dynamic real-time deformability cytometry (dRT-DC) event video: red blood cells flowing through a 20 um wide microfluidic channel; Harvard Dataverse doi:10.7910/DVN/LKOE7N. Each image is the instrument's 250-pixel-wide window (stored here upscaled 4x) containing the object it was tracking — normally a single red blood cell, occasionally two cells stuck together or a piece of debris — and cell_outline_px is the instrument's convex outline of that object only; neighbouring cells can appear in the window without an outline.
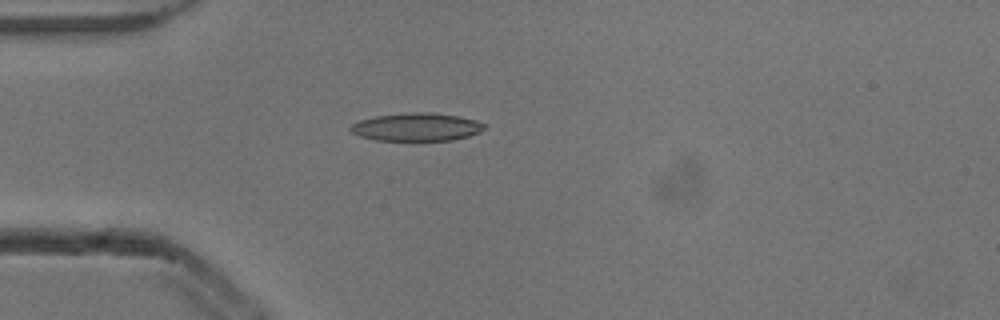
{"species": "common noctule bat (a hibernating species)", "species_latin": "Nyctalus noctula", "temperature_condition": "cold", "stored_images_in_passage": 5, "camera_frame_rate_fps": 3000, "um_per_image_px": 0.085, "animal": {"sex": "male", "body_mass_g": 13.3}, "frame": {"image": 1, "passage_image": 4, "time_ms": 1.0, "image_size_px": [1000, 320], "cell_outline_px": [[484, 128], [480, 132], [468, 136], [452, 140], [376, 140], [360, 136], [352, 132], [348, 128], [352, 124], [360, 120], [376, 116], [404, 112], [432, 112], [456, 116], [476, 120], [484, 124]], "centroid_in_image_um": [35.39, 10.79], "position_along_channel_um": 49.6, "area_um2": 21.73}}